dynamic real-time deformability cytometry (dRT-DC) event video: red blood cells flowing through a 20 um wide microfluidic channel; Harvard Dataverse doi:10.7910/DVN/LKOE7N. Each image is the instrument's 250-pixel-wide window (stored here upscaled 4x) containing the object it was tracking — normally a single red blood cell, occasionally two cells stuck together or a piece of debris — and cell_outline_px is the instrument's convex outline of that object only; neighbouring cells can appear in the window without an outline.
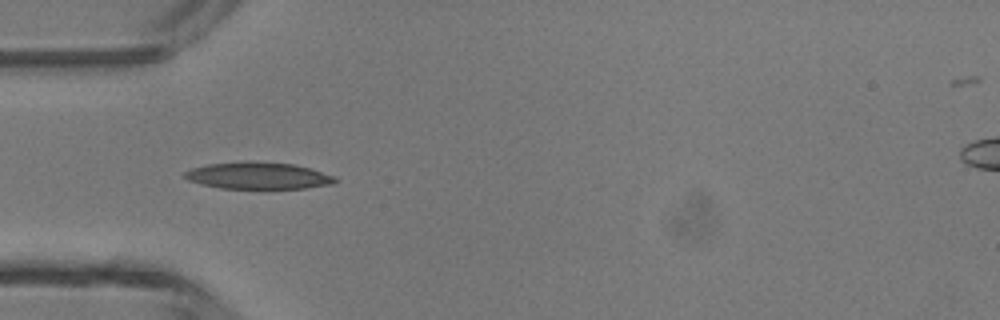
{"species": "common noctule bat (a hibernating species)", "species_latin": "Nyctalus noctula", "temperature_condition": "room temperature", "stored_images_in_passage": 30, "camera_frame_rate_fps": 3000, "um_per_image_px": 0.085, "animal": {"sex": "male", "body_mass_g": 13.3}, "frame": {"image": 1, "passage_image": 1, "time_ms": 0.0, "image_size_px": [1000, 320], "cell_outline_px": [[336, 184], [304, 188], [220, 188], [200, 184], [188, 180], [184, 176], [184, 172], [192, 168], [208, 164], [244, 160], [252, 160], [292, 164], [308, 168], [336, 176]], "centroid_in_image_um": [21.93, 14.92], "position_along_channel_um": 63.1, "area_um2": 23.7}}
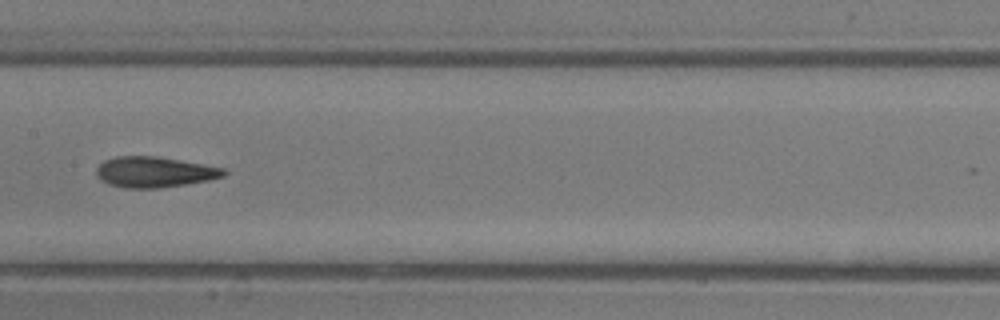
{"frame": {"image": 2, "passage_image": 10, "time_ms": 3.0, "image_size_px": [1000, 320], "cell_outline_px": [[228, 172], [224, 176], [208, 180], [160, 188], [124, 188], [108, 184], [100, 180], [96, 176], [96, 168], [104, 160], [116, 156], [156, 156], [204, 164], [224, 168]], "centroid_in_image_um": [13.1, 14.62], "position_along_channel_um": 194.3, "area_um2": 22.83}}
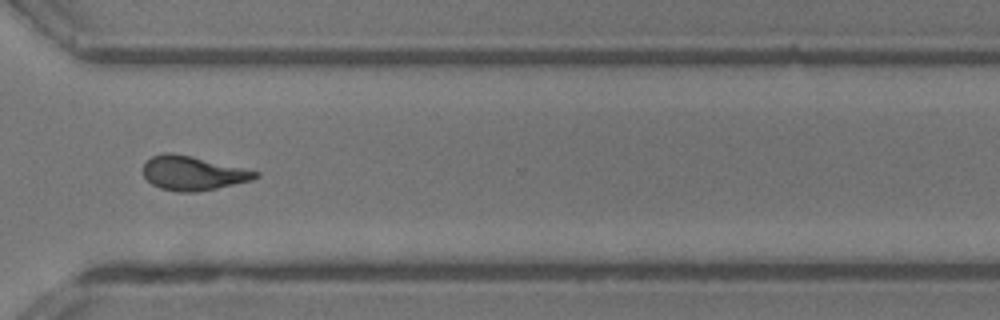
{"frame": {"image": 3, "passage_image": 21, "time_ms": 6.667, "image_size_px": [1000, 320], "cell_outline_px": [[260, 176], [252, 180], [216, 188], [196, 192], [176, 192], [160, 188], [152, 184], [144, 176], [144, 164], [152, 156], [164, 152], [172, 152], [192, 156], [260, 172]], "centroid_in_image_um": [16.39, 14.72], "position_along_channel_um": 354.2, "area_um2": 22.25}, "authors_computed_cell_mechanics": {"area_um2": 22.1663, "velocity_mm_per_s": 4.3756, "shape_relaxation_time_tau1_ms": 9.7756, "shape_relaxation_time_tau2_ms": 2.7217, "deformation_change_tau1": 0.2635, "deformation_change_tau2": 0.1155}}